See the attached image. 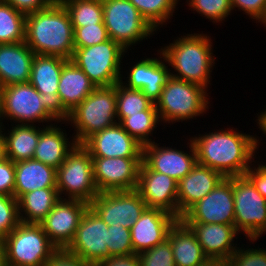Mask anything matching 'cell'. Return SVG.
<instances>
[{"instance_id":"7bdbcfd3","label":"cell","mask_w":266,"mask_h":266,"mask_svg":"<svg viewBox=\"0 0 266 266\" xmlns=\"http://www.w3.org/2000/svg\"><path fill=\"white\" fill-rule=\"evenodd\" d=\"M231 6L233 10L236 7L245 12L256 23H263L266 19V0H231Z\"/></svg>"},{"instance_id":"52a82bcc","label":"cell","mask_w":266,"mask_h":266,"mask_svg":"<svg viewBox=\"0 0 266 266\" xmlns=\"http://www.w3.org/2000/svg\"><path fill=\"white\" fill-rule=\"evenodd\" d=\"M126 52L119 43L109 39L90 47L75 48L71 60L96 87H109L121 80V63Z\"/></svg>"},{"instance_id":"8992f818","label":"cell","mask_w":266,"mask_h":266,"mask_svg":"<svg viewBox=\"0 0 266 266\" xmlns=\"http://www.w3.org/2000/svg\"><path fill=\"white\" fill-rule=\"evenodd\" d=\"M4 243L7 266H45L57 250L40 223L20 221Z\"/></svg>"},{"instance_id":"d6a6232c","label":"cell","mask_w":266,"mask_h":266,"mask_svg":"<svg viewBox=\"0 0 266 266\" xmlns=\"http://www.w3.org/2000/svg\"><path fill=\"white\" fill-rule=\"evenodd\" d=\"M144 110H157L142 90L129 89L121 82L116 83V112L120 123L128 114H140Z\"/></svg>"},{"instance_id":"db71d44e","label":"cell","mask_w":266,"mask_h":266,"mask_svg":"<svg viewBox=\"0 0 266 266\" xmlns=\"http://www.w3.org/2000/svg\"><path fill=\"white\" fill-rule=\"evenodd\" d=\"M3 85L0 83V124H1V116L3 110Z\"/></svg>"},{"instance_id":"ee69618b","label":"cell","mask_w":266,"mask_h":266,"mask_svg":"<svg viewBox=\"0 0 266 266\" xmlns=\"http://www.w3.org/2000/svg\"><path fill=\"white\" fill-rule=\"evenodd\" d=\"M15 163L9 158L0 160V194L14 197Z\"/></svg>"},{"instance_id":"7a4b0ae2","label":"cell","mask_w":266,"mask_h":266,"mask_svg":"<svg viewBox=\"0 0 266 266\" xmlns=\"http://www.w3.org/2000/svg\"><path fill=\"white\" fill-rule=\"evenodd\" d=\"M25 42L35 54L72 58L74 28L59 0L26 15Z\"/></svg>"},{"instance_id":"d6986e66","label":"cell","mask_w":266,"mask_h":266,"mask_svg":"<svg viewBox=\"0 0 266 266\" xmlns=\"http://www.w3.org/2000/svg\"><path fill=\"white\" fill-rule=\"evenodd\" d=\"M91 157L142 158L143 145L130 136L120 123L98 131L81 144Z\"/></svg>"},{"instance_id":"74e56055","label":"cell","mask_w":266,"mask_h":266,"mask_svg":"<svg viewBox=\"0 0 266 266\" xmlns=\"http://www.w3.org/2000/svg\"><path fill=\"white\" fill-rule=\"evenodd\" d=\"M107 249L109 257L134 254L130 229L119 226H108Z\"/></svg>"},{"instance_id":"ac0fdd59","label":"cell","mask_w":266,"mask_h":266,"mask_svg":"<svg viewBox=\"0 0 266 266\" xmlns=\"http://www.w3.org/2000/svg\"><path fill=\"white\" fill-rule=\"evenodd\" d=\"M177 181L151 170L143 161L136 190L147 208L160 209L178 219Z\"/></svg>"},{"instance_id":"bcb514c9","label":"cell","mask_w":266,"mask_h":266,"mask_svg":"<svg viewBox=\"0 0 266 266\" xmlns=\"http://www.w3.org/2000/svg\"><path fill=\"white\" fill-rule=\"evenodd\" d=\"M260 163V164H259ZM252 164L245 176L253 183L256 190L266 199V163Z\"/></svg>"},{"instance_id":"83f0119b","label":"cell","mask_w":266,"mask_h":266,"mask_svg":"<svg viewBox=\"0 0 266 266\" xmlns=\"http://www.w3.org/2000/svg\"><path fill=\"white\" fill-rule=\"evenodd\" d=\"M57 169L38 160L29 159L15 163L14 197L41 188H56Z\"/></svg>"},{"instance_id":"b9f144b4","label":"cell","mask_w":266,"mask_h":266,"mask_svg":"<svg viewBox=\"0 0 266 266\" xmlns=\"http://www.w3.org/2000/svg\"><path fill=\"white\" fill-rule=\"evenodd\" d=\"M237 248L227 260L229 266H266L265 248Z\"/></svg>"},{"instance_id":"681fc988","label":"cell","mask_w":266,"mask_h":266,"mask_svg":"<svg viewBox=\"0 0 266 266\" xmlns=\"http://www.w3.org/2000/svg\"><path fill=\"white\" fill-rule=\"evenodd\" d=\"M257 118V121H255L258 124L257 126L261 131H263L262 134L266 135V109L264 112L261 111L260 115H258Z\"/></svg>"},{"instance_id":"3957f363","label":"cell","mask_w":266,"mask_h":266,"mask_svg":"<svg viewBox=\"0 0 266 266\" xmlns=\"http://www.w3.org/2000/svg\"><path fill=\"white\" fill-rule=\"evenodd\" d=\"M212 47L211 36L194 33L177 37L173 43L159 50L167 64L176 72H170V76L199 84L208 90L215 66Z\"/></svg>"},{"instance_id":"1f68e13d","label":"cell","mask_w":266,"mask_h":266,"mask_svg":"<svg viewBox=\"0 0 266 266\" xmlns=\"http://www.w3.org/2000/svg\"><path fill=\"white\" fill-rule=\"evenodd\" d=\"M26 14L0 0V44L25 41Z\"/></svg>"},{"instance_id":"4dcf8cb0","label":"cell","mask_w":266,"mask_h":266,"mask_svg":"<svg viewBox=\"0 0 266 266\" xmlns=\"http://www.w3.org/2000/svg\"><path fill=\"white\" fill-rule=\"evenodd\" d=\"M59 199L57 188H41L23 194L18 199L19 220L40 223Z\"/></svg>"},{"instance_id":"f1b7e54d","label":"cell","mask_w":266,"mask_h":266,"mask_svg":"<svg viewBox=\"0 0 266 266\" xmlns=\"http://www.w3.org/2000/svg\"><path fill=\"white\" fill-rule=\"evenodd\" d=\"M97 87L88 76L70 59L62 68L58 95L63 106L71 112Z\"/></svg>"},{"instance_id":"836d02e7","label":"cell","mask_w":266,"mask_h":266,"mask_svg":"<svg viewBox=\"0 0 266 266\" xmlns=\"http://www.w3.org/2000/svg\"><path fill=\"white\" fill-rule=\"evenodd\" d=\"M67 10L73 27L104 24L102 0H59Z\"/></svg>"},{"instance_id":"6da1fadb","label":"cell","mask_w":266,"mask_h":266,"mask_svg":"<svg viewBox=\"0 0 266 266\" xmlns=\"http://www.w3.org/2000/svg\"><path fill=\"white\" fill-rule=\"evenodd\" d=\"M237 129L225 128L190 137L197 163L216 170L224 178L245 175L252 162L256 163L254 155L262 138L259 140L256 134L242 133Z\"/></svg>"},{"instance_id":"ffe728a7","label":"cell","mask_w":266,"mask_h":266,"mask_svg":"<svg viewBox=\"0 0 266 266\" xmlns=\"http://www.w3.org/2000/svg\"><path fill=\"white\" fill-rule=\"evenodd\" d=\"M188 141H190L187 142L190 151L164 147V145L160 147L155 141L143 145L142 161L151 170L166 174L178 182L189 174L197 163L194 144L191 138Z\"/></svg>"},{"instance_id":"277c9868","label":"cell","mask_w":266,"mask_h":266,"mask_svg":"<svg viewBox=\"0 0 266 266\" xmlns=\"http://www.w3.org/2000/svg\"><path fill=\"white\" fill-rule=\"evenodd\" d=\"M207 91L199 84L170 76L155 102L160 121L173 124L203 116L210 103Z\"/></svg>"},{"instance_id":"5b68a950","label":"cell","mask_w":266,"mask_h":266,"mask_svg":"<svg viewBox=\"0 0 266 266\" xmlns=\"http://www.w3.org/2000/svg\"><path fill=\"white\" fill-rule=\"evenodd\" d=\"M117 122L116 84L97 87L69 113L66 121L75 129L73 137L77 144H82L92 134Z\"/></svg>"},{"instance_id":"f546056e","label":"cell","mask_w":266,"mask_h":266,"mask_svg":"<svg viewBox=\"0 0 266 266\" xmlns=\"http://www.w3.org/2000/svg\"><path fill=\"white\" fill-rule=\"evenodd\" d=\"M15 125V126H14ZM6 133L4 131V157L14 163L33 158L38 144L40 128L28 124H13Z\"/></svg>"},{"instance_id":"7402d4cb","label":"cell","mask_w":266,"mask_h":266,"mask_svg":"<svg viewBox=\"0 0 266 266\" xmlns=\"http://www.w3.org/2000/svg\"><path fill=\"white\" fill-rule=\"evenodd\" d=\"M178 219L160 209L146 208L130 228L134 254L163 243Z\"/></svg>"},{"instance_id":"2e32d148","label":"cell","mask_w":266,"mask_h":266,"mask_svg":"<svg viewBox=\"0 0 266 266\" xmlns=\"http://www.w3.org/2000/svg\"><path fill=\"white\" fill-rule=\"evenodd\" d=\"M93 173L99 193L135 190L142 158L92 157Z\"/></svg>"},{"instance_id":"603a6c76","label":"cell","mask_w":266,"mask_h":266,"mask_svg":"<svg viewBox=\"0 0 266 266\" xmlns=\"http://www.w3.org/2000/svg\"><path fill=\"white\" fill-rule=\"evenodd\" d=\"M195 234L204 254L211 261H227L232 253L237 250L239 232L234 225L184 223Z\"/></svg>"},{"instance_id":"f907efd6","label":"cell","mask_w":266,"mask_h":266,"mask_svg":"<svg viewBox=\"0 0 266 266\" xmlns=\"http://www.w3.org/2000/svg\"><path fill=\"white\" fill-rule=\"evenodd\" d=\"M0 266H7L6 254H5V243L4 239L0 237Z\"/></svg>"},{"instance_id":"f6af8a7d","label":"cell","mask_w":266,"mask_h":266,"mask_svg":"<svg viewBox=\"0 0 266 266\" xmlns=\"http://www.w3.org/2000/svg\"><path fill=\"white\" fill-rule=\"evenodd\" d=\"M45 266H93L67 249H57Z\"/></svg>"},{"instance_id":"e575fe53","label":"cell","mask_w":266,"mask_h":266,"mask_svg":"<svg viewBox=\"0 0 266 266\" xmlns=\"http://www.w3.org/2000/svg\"><path fill=\"white\" fill-rule=\"evenodd\" d=\"M159 123L161 121L157 110H144L140 111V114H128L120 122L123 129L142 145L154 142L150 137Z\"/></svg>"},{"instance_id":"8d00e7d4","label":"cell","mask_w":266,"mask_h":266,"mask_svg":"<svg viewBox=\"0 0 266 266\" xmlns=\"http://www.w3.org/2000/svg\"><path fill=\"white\" fill-rule=\"evenodd\" d=\"M192 11H196L213 23L223 21L233 11L231 0H186Z\"/></svg>"},{"instance_id":"5bb4252c","label":"cell","mask_w":266,"mask_h":266,"mask_svg":"<svg viewBox=\"0 0 266 266\" xmlns=\"http://www.w3.org/2000/svg\"><path fill=\"white\" fill-rule=\"evenodd\" d=\"M89 207L108 226L121 225L128 229L147 208L136 189L99 193L89 204Z\"/></svg>"},{"instance_id":"8fae6325","label":"cell","mask_w":266,"mask_h":266,"mask_svg":"<svg viewBox=\"0 0 266 266\" xmlns=\"http://www.w3.org/2000/svg\"><path fill=\"white\" fill-rule=\"evenodd\" d=\"M3 119L11 120L16 124L34 125V123H45L52 125L58 122L44 107L41 102V94L27 83L10 84L3 87ZM45 121V122H44ZM53 121V122H52ZM49 122V123H48Z\"/></svg>"},{"instance_id":"4316f807","label":"cell","mask_w":266,"mask_h":266,"mask_svg":"<svg viewBox=\"0 0 266 266\" xmlns=\"http://www.w3.org/2000/svg\"><path fill=\"white\" fill-rule=\"evenodd\" d=\"M167 240L172 247L176 266H204L210 261L195 234L181 220L170 228Z\"/></svg>"},{"instance_id":"9c48e42d","label":"cell","mask_w":266,"mask_h":266,"mask_svg":"<svg viewBox=\"0 0 266 266\" xmlns=\"http://www.w3.org/2000/svg\"><path fill=\"white\" fill-rule=\"evenodd\" d=\"M102 7L109 38L126 51L157 32L129 0H102Z\"/></svg>"},{"instance_id":"30bf717a","label":"cell","mask_w":266,"mask_h":266,"mask_svg":"<svg viewBox=\"0 0 266 266\" xmlns=\"http://www.w3.org/2000/svg\"><path fill=\"white\" fill-rule=\"evenodd\" d=\"M234 226L251 243L266 234V199L245 176L232 177Z\"/></svg>"},{"instance_id":"9a60e30c","label":"cell","mask_w":266,"mask_h":266,"mask_svg":"<svg viewBox=\"0 0 266 266\" xmlns=\"http://www.w3.org/2000/svg\"><path fill=\"white\" fill-rule=\"evenodd\" d=\"M108 225L88 207L67 250L96 266L109 257Z\"/></svg>"},{"instance_id":"d590c367","label":"cell","mask_w":266,"mask_h":266,"mask_svg":"<svg viewBox=\"0 0 266 266\" xmlns=\"http://www.w3.org/2000/svg\"><path fill=\"white\" fill-rule=\"evenodd\" d=\"M139 11L141 16L158 31L172 18L180 0H129ZM161 26V27H160ZM159 27V28H158Z\"/></svg>"},{"instance_id":"60d3db41","label":"cell","mask_w":266,"mask_h":266,"mask_svg":"<svg viewBox=\"0 0 266 266\" xmlns=\"http://www.w3.org/2000/svg\"><path fill=\"white\" fill-rule=\"evenodd\" d=\"M74 28V47L84 48L100 44L109 40L104 24L87 25Z\"/></svg>"},{"instance_id":"d4e9b609","label":"cell","mask_w":266,"mask_h":266,"mask_svg":"<svg viewBox=\"0 0 266 266\" xmlns=\"http://www.w3.org/2000/svg\"><path fill=\"white\" fill-rule=\"evenodd\" d=\"M35 53L26 42L0 44V83H27Z\"/></svg>"},{"instance_id":"7c38bea8","label":"cell","mask_w":266,"mask_h":266,"mask_svg":"<svg viewBox=\"0 0 266 266\" xmlns=\"http://www.w3.org/2000/svg\"><path fill=\"white\" fill-rule=\"evenodd\" d=\"M67 61L60 56L35 54L29 80V83L41 94V102L45 109L58 122H62L61 124L68 120L70 113L58 95L60 75Z\"/></svg>"},{"instance_id":"11a10c76","label":"cell","mask_w":266,"mask_h":266,"mask_svg":"<svg viewBox=\"0 0 266 266\" xmlns=\"http://www.w3.org/2000/svg\"><path fill=\"white\" fill-rule=\"evenodd\" d=\"M262 24L265 25L264 27H266V19H265V21Z\"/></svg>"},{"instance_id":"f5cc1de1","label":"cell","mask_w":266,"mask_h":266,"mask_svg":"<svg viewBox=\"0 0 266 266\" xmlns=\"http://www.w3.org/2000/svg\"><path fill=\"white\" fill-rule=\"evenodd\" d=\"M204 266H229L227 261H209L206 265Z\"/></svg>"},{"instance_id":"e0dca14e","label":"cell","mask_w":266,"mask_h":266,"mask_svg":"<svg viewBox=\"0 0 266 266\" xmlns=\"http://www.w3.org/2000/svg\"><path fill=\"white\" fill-rule=\"evenodd\" d=\"M88 207L89 204L81 200L60 198L40 222L57 249H67L72 243L81 217Z\"/></svg>"},{"instance_id":"44dd1931","label":"cell","mask_w":266,"mask_h":266,"mask_svg":"<svg viewBox=\"0 0 266 266\" xmlns=\"http://www.w3.org/2000/svg\"><path fill=\"white\" fill-rule=\"evenodd\" d=\"M157 51L160 55L158 59L157 57H148L137 61L132 67H129L127 77L122 75L120 80L121 84L129 89L142 90L154 103L160 98L162 88L169 79L170 69H172H168L161 51L159 49ZM123 77L126 78V81H123Z\"/></svg>"},{"instance_id":"cb8c5ba5","label":"cell","mask_w":266,"mask_h":266,"mask_svg":"<svg viewBox=\"0 0 266 266\" xmlns=\"http://www.w3.org/2000/svg\"><path fill=\"white\" fill-rule=\"evenodd\" d=\"M224 177L207 166L196 163L177 183L178 220L196 202L208 195Z\"/></svg>"},{"instance_id":"816d5d0a","label":"cell","mask_w":266,"mask_h":266,"mask_svg":"<svg viewBox=\"0 0 266 266\" xmlns=\"http://www.w3.org/2000/svg\"><path fill=\"white\" fill-rule=\"evenodd\" d=\"M6 127L4 124H0V160L4 157V130Z\"/></svg>"},{"instance_id":"ba28073f","label":"cell","mask_w":266,"mask_h":266,"mask_svg":"<svg viewBox=\"0 0 266 266\" xmlns=\"http://www.w3.org/2000/svg\"><path fill=\"white\" fill-rule=\"evenodd\" d=\"M56 188L60 198L65 196L88 204L99 194L92 157L81 144H77L57 168Z\"/></svg>"},{"instance_id":"f35d334b","label":"cell","mask_w":266,"mask_h":266,"mask_svg":"<svg viewBox=\"0 0 266 266\" xmlns=\"http://www.w3.org/2000/svg\"><path fill=\"white\" fill-rule=\"evenodd\" d=\"M140 266H176L170 242L163 243L138 254Z\"/></svg>"},{"instance_id":"484cf974","label":"cell","mask_w":266,"mask_h":266,"mask_svg":"<svg viewBox=\"0 0 266 266\" xmlns=\"http://www.w3.org/2000/svg\"><path fill=\"white\" fill-rule=\"evenodd\" d=\"M55 123L40 127L38 144L33 154V159L57 169L66 159L67 155L77 145L73 135L69 140L67 133ZM45 126V127H44ZM63 130V131H62Z\"/></svg>"},{"instance_id":"c3c4849f","label":"cell","mask_w":266,"mask_h":266,"mask_svg":"<svg viewBox=\"0 0 266 266\" xmlns=\"http://www.w3.org/2000/svg\"><path fill=\"white\" fill-rule=\"evenodd\" d=\"M96 266H140L138 254L128 256H111Z\"/></svg>"},{"instance_id":"4fadbf2b","label":"cell","mask_w":266,"mask_h":266,"mask_svg":"<svg viewBox=\"0 0 266 266\" xmlns=\"http://www.w3.org/2000/svg\"><path fill=\"white\" fill-rule=\"evenodd\" d=\"M180 220L183 223L234 225L232 177L223 178L208 195L192 205Z\"/></svg>"},{"instance_id":"ab89813d","label":"cell","mask_w":266,"mask_h":266,"mask_svg":"<svg viewBox=\"0 0 266 266\" xmlns=\"http://www.w3.org/2000/svg\"><path fill=\"white\" fill-rule=\"evenodd\" d=\"M19 222L18 200L0 194V237L4 239Z\"/></svg>"},{"instance_id":"7dc6e473","label":"cell","mask_w":266,"mask_h":266,"mask_svg":"<svg viewBox=\"0 0 266 266\" xmlns=\"http://www.w3.org/2000/svg\"><path fill=\"white\" fill-rule=\"evenodd\" d=\"M12 5L16 10L29 14L42 10L52 4L55 0H2Z\"/></svg>"}]
</instances>
